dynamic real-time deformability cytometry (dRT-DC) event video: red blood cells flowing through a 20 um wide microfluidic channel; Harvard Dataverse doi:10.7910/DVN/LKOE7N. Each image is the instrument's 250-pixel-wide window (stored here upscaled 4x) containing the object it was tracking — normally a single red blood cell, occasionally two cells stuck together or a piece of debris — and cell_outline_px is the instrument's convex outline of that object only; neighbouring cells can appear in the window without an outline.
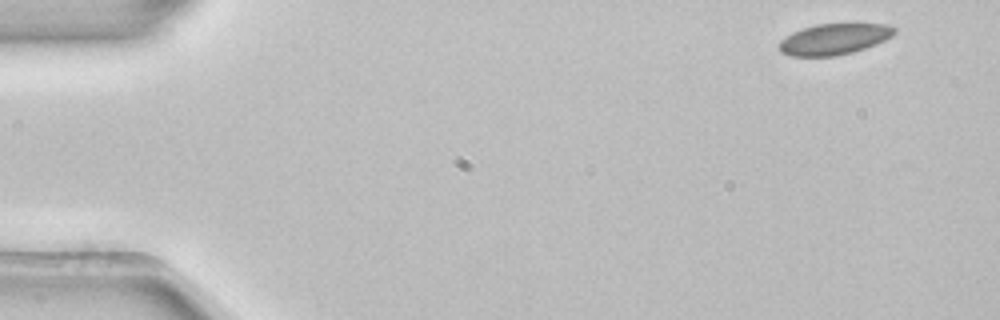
{"species": "common noctule bat (a hibernating species)", "species_latin": "Nyctalus noctula", "temperature_condition": "room temperature", "stored_images_in_passage": 3, "camera_frame_rate_fps": 3000, "um_per_image_px": 0.085, "animal": {"sex": "female", "body_mass_g": 22.7, "forearm_length_mm": 54.2}, "frame": {"image": 1, "passage_image": 1, "time_ms": 0.0, "image_size_px": [1000, 320], "cell_outline_px": [[896, 32], [892, 36], [876, 44], [852, 52], [836, 56], [788, 56], [780, 52], [780, 40], [792, 32], [816, 24], [888, 24], [896, 28]], "centroid_in_image_um": [70.9, 3.33], "position_along_channel_um": 14.1, "area_um2": 20.75}}